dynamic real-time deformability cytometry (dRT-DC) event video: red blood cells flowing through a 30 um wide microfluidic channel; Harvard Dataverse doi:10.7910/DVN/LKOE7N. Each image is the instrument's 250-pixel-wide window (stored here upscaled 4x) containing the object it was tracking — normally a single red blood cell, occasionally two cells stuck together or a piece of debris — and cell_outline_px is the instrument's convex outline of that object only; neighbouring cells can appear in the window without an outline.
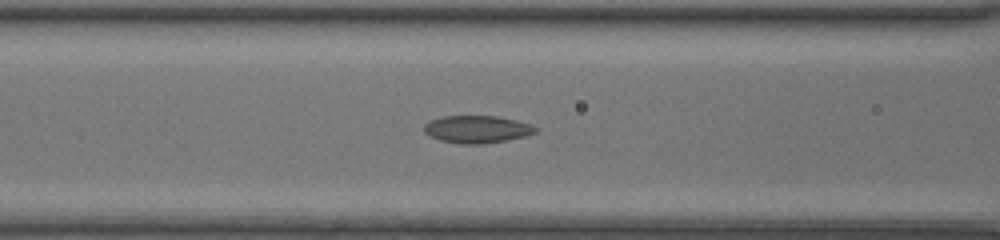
{"species": "common noctule bat (a hibernating species)", "species_latin": "Nyctalus noctula", "temperature_condition": "room temperature", "stored_images_in_passage": 41, "camera_frame_rate_fps": 3000, "um_per_image_px": 0.085, "animal": {"sex": "female", "body_mass_g": 20.0, "forearm_length_mm": 54.0}, "frame": {"image": 1, "passage_image": 15, "time_ms": 4.667, "image_size_px": [1000, 240], "cell_outline_px": [[540, 128], [536, 132], [524, 136], [508, 140], [480, 144], [460, 144], [440, 140], [424, 132], [424, 124], [432, 120], [444, 116], [496, 116], [516, 120], [532, 124]], "centroid_in_image_um": [40.59, 10.99], "position_along_channel_um": 126.0, "area_um2": 17.8}}
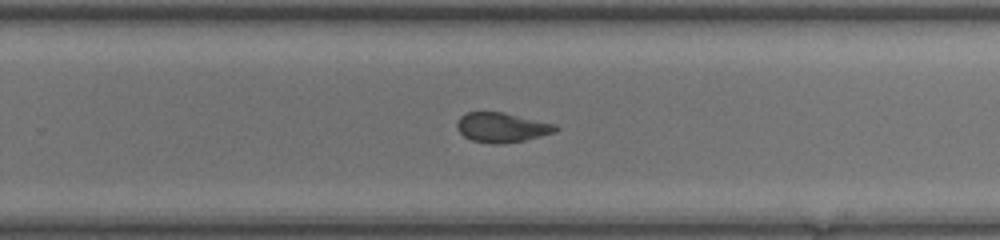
{"frame": {"image": 2, "passage_image": 26, "time_ms": 8.333, "image_size_px": [1000, 240], "cell_outline_px": [[560, 128], [556, 132], [524, 140], [500, 144], [492, 144], [472, 140], [464, 136], [456, 128], [456, 120], [464, 112], [504, 112], [556, 124]], "centroid_in_image_um": [42.64, 10.82], "position_along_channel_um": 287.2, "area_um2": 17.22}}
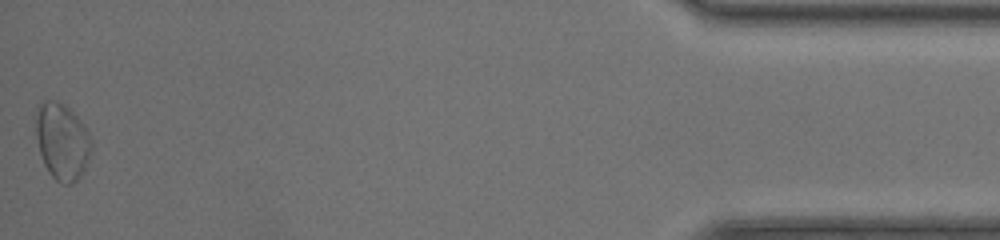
{"frame": {"image": 3, "passage_image": 41, "time_ms": 13.333, "image_size_px": [1000, 240], "cell_outline_px": [[92, 148], [84, 168], [76, 180], [72, 184], [64, 184], [56, 180], [48, 172], [44, 164], [40, 152], [36, 136], [36, 116], [40, 104], [44, 100], [56, 100], [64, 104], [80, 120], [88, 132], [92, 144]], "centroid_in_image_um": [5.27, 12.01], "position_along_channel_um": 429.9, "area_um2": 24.45}, "authors_computed_cell_mechanics": {"area_um2": 18.1492, "velocity_mm_per_s": 4.418, "shape_relaxation_time_tau1_ms": 5.238, "shape_relaxation_time_tau2_ms": 2.3727, "deformation_change_tau1": 0.1319, "deformation_change_tau2": 0.0797}}